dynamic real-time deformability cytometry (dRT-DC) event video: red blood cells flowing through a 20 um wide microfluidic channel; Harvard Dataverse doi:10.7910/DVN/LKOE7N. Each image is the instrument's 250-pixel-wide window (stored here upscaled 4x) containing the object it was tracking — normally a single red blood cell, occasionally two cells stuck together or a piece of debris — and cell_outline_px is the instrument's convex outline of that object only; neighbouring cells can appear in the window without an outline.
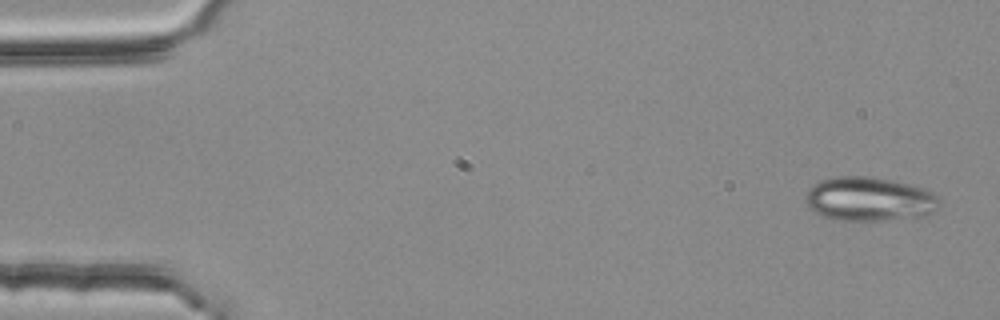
{"species": "common noctule bat (a hibernating species)", "species_latin": "Nyctalus noctula", "temperature_condition": "room temperature", "stored_images_in_passage": 3, "camera_frame_rate_fps": 3000, "um_per_image_px": 0.085, "animal": {"sex": "female", "body_mass_g": 25.1}, "frame": {"image": 1, "passage_image": 1, "time_ms": 0.0, "image_size_px": [1000, 320], "cell_outline_px": [[940, 208], [936, 212], [924, 216], [872, 224], [832, 220], [820, 216], [812, 212], [808, 208], [804, 196], [804, 192], [812, 184], [820, 180], [840, 176], [872, 176], [892, 180], [924, 188], [932, 192], [940, 200]], "centroid_in_image_um": [73.87, 16.98], "position_along_channel_um": 11.1, "area_um2": 36.24}}